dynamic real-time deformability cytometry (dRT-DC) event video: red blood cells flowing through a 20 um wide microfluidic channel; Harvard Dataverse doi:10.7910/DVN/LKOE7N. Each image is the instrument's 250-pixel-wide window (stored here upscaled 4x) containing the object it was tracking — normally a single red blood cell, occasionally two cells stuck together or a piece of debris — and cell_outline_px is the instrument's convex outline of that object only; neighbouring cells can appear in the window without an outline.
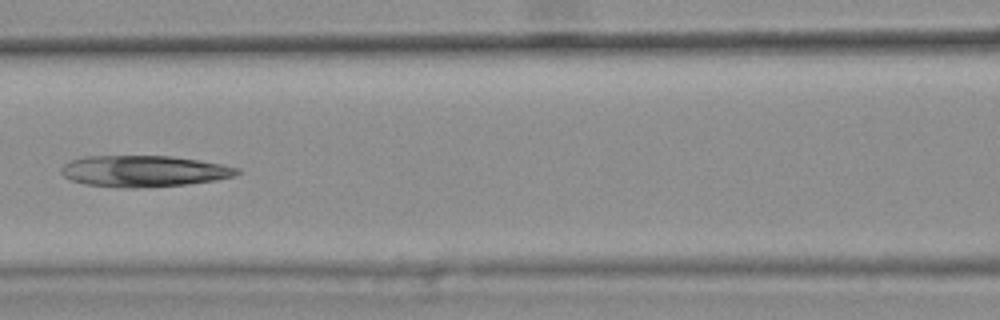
{"species": "common noctule bat (a hibernating species)", "species_latin": "Nyctalus noctula", "temperature_condition": "warm", "stored_images_in_passage": 5, "camera_frame_rate_fps": 3000, "um_per_image_px": 0.085, "animal": {"sex": "female", "body_mass_g": 25.1}, "frame": {"image": 1, "passage_image": 5, "time_ms": 1.333, "image_size_px": [1000, 320], "cell_outline_px": [[240, 172], [236, 176], [216, 180], [188, 184], [128, 188], [124, 188], [84, 184], [72, 180], [64, 176], [60, 172], [60, 168], [68, 160], [84, 156], [172, 156], [200, 160], [240, 168]], "centroid_in_image_um": [12.21, 14.54], "position_along_channel_um": 154.4, "area_um2": 32.19}}